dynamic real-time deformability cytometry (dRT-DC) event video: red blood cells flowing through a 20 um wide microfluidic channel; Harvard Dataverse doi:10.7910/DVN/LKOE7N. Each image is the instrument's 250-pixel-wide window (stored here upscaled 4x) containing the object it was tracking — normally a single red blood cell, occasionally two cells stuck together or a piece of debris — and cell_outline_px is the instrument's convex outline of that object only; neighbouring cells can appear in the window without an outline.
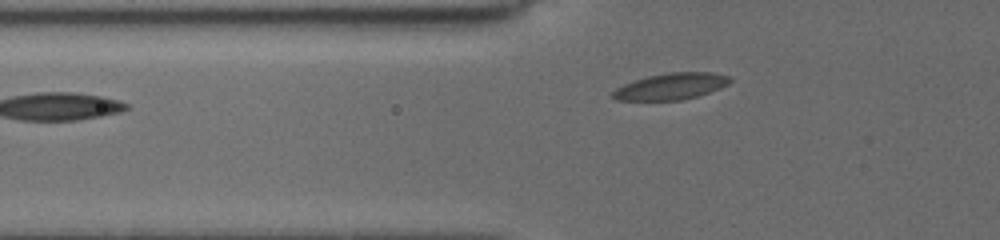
{"species": "common noctule bat (a hibernating species)", "species_latin": "Nyctalus noctula", "temperature_condition": "cold", "stored_images_in_passage": 4, "camera_frame_rate_fps": 3000, "um_per_image_px": 0.085, "animal": {"sex": "female", "body_mass_g": 19.5, "forearm_length_mm": 54.1}, "frame": {"image": 1, "passage_image": 4, "time_ms": 2.667, "image_size_px": [1000, 240], "cell_outline_px": [[732, 80], [728, 84], [720, 88], [696, 96], [680, 100], [616, 100], [612, 96], [612, 92], [616, 88], [624, 84], [648, 76], [668, 72], [712, 72], [728, 76]], "centroid_in_image_um": [57.04, 7.33], "position_along_channel_um": 68.8, "area_um2": 17.86}}